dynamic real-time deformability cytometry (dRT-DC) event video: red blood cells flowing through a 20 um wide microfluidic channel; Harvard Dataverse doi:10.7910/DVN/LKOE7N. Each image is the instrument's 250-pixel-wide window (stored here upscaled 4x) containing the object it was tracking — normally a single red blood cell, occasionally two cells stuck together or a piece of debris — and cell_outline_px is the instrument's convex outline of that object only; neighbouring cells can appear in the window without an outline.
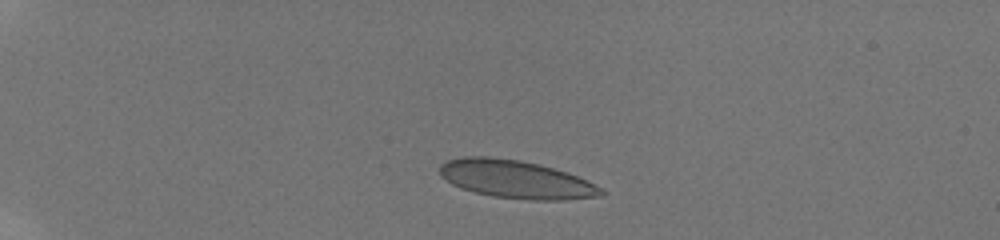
{"species": "human", "species_latin": "Homo sapiens", "temperature_condition": "room temperature", "stored_images_in_passage": 4, "camera_frame_rate_fps": 3000, "um_per_image_px": 0.085, "donor": {"sex": "male"}, "frame": {"image": 1, "passage_image": 1, "time_ms": 0.0, "image_size_px": [1000, 240], "cell_outline_px": [[608, 192], [604, 196], [564, 200], [532, 200], [492, 196], [460, 188], [452, 184], [440, 176], [440, 164], [448, 160], [464, 156], [488, 156], [520, 160], [540, 164], [568, 172]], "centroid_in_image_um": [43.85, 15.24], "position_along_channel_um": 41.1, "area_um2": 35.84}}
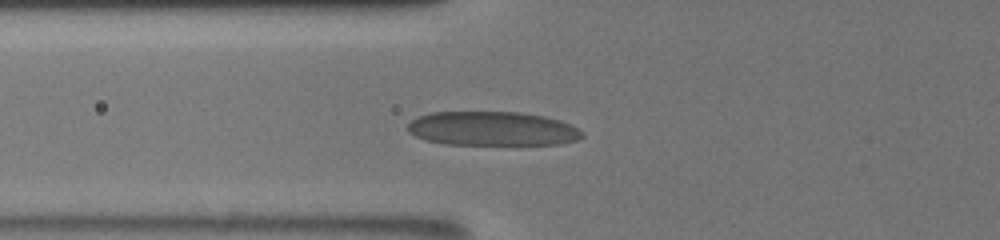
{"frame": {"image": 2, "passage_image": 4, "time_ms": 3.0, "image_size_px": [1000, 240], "cell_outline_px": [[584, 136], [576, 140], [560, 144], [444, 144], [424, 140], [408, 132], [408, 124], [416, 116], [432, 112], [520, 112], [544, 116], [560, 120], [572, 124], [584, 132]], "centroid_in_image_um": [41.86, 10.93], "position_along_channel_um": 83.9, "area_um2": 34.91}}